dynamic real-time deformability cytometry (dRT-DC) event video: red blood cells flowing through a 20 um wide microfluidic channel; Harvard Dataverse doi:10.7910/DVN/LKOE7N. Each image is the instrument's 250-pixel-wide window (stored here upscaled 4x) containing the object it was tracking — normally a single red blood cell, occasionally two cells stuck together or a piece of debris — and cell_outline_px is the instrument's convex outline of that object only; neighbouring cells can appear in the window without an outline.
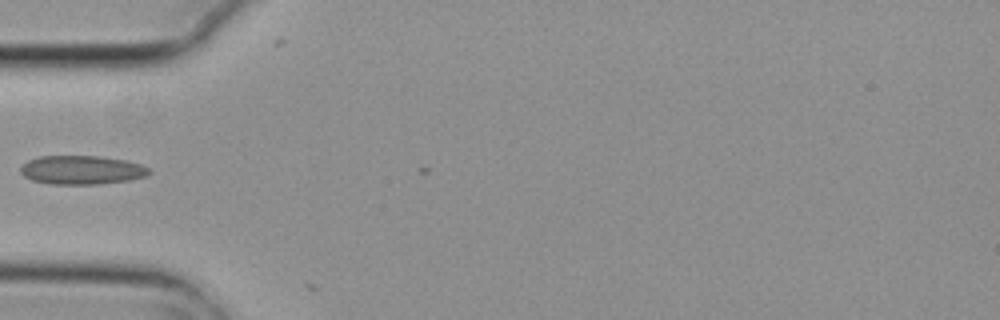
{"species": "common noctule bat (a hibernating species)", "species_latin": "Nyctalus noctula", "temperature_condition": "cold", "stored_images_in_passage": 6, "camera_frame_rate_fps": 3000, "um_per_image_px": 0.085, "animal": {"sex": "female", "body_mass_g": 29.2, "forearm_length_mm": 56.3}, "frame": {"image": 1, "passage_image": 5, "time_ms": 1.333, "image_size_px": [1000, 320], "cell_outline_px": [[152, 172], [148, 176], [128, 180], [96, 184], [52, 184], [32, 180], [24, 176], [20, 172], [20, 168], [28, 160], [40, 156], [100, 156], [124, 160], [140, 164], [148, 168]], "centroid_in_image_um": [6.95, 14.44], "position_along_channel_um": 78.0, "area_um2": 21.5}}